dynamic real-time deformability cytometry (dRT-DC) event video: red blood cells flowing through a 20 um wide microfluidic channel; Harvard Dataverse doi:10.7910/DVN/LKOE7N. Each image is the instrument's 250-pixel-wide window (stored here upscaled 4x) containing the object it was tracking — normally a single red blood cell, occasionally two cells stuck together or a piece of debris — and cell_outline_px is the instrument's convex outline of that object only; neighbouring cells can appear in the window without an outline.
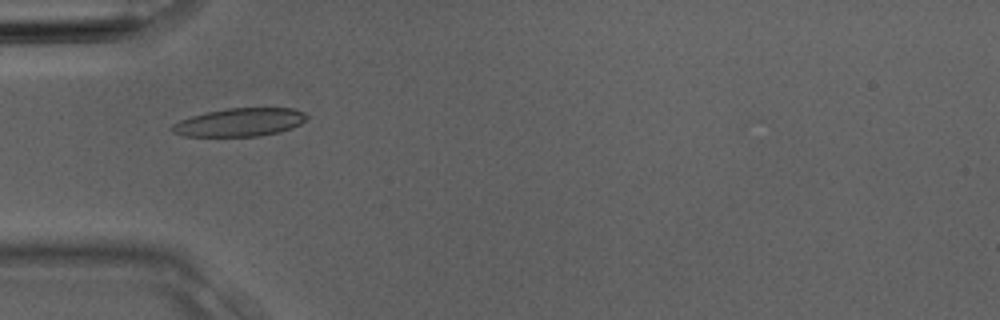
{"species": "Egyptian fruit bat (a non-hibernating species)", "species_latin": "Rousettus aegyptiacus", "temperature_condition": "room temperature", "stored_images_in_passage": 2, "camera_frame_rate_fps": 3000, "um_per_image_px": 0.085, "animal": {"sex": "male"}, "frame": {"image": 1, "passage_image": 2, "time_ms": 0.333, "image_size_px": [1000, 320], "cell_outline_px": [[308, 116], [300, 124], [292, 128], [280, 132], [260, 136], [184, 136], [172, 132], [168, 128], [172, 124], [180, 120], [204, 112], [228, 108], [292, 108], [304, 112]], "centroid_in_image_um": [20.35, 10.39], "position_along_channel_um": 64.7, "area_um2": 22.25}}